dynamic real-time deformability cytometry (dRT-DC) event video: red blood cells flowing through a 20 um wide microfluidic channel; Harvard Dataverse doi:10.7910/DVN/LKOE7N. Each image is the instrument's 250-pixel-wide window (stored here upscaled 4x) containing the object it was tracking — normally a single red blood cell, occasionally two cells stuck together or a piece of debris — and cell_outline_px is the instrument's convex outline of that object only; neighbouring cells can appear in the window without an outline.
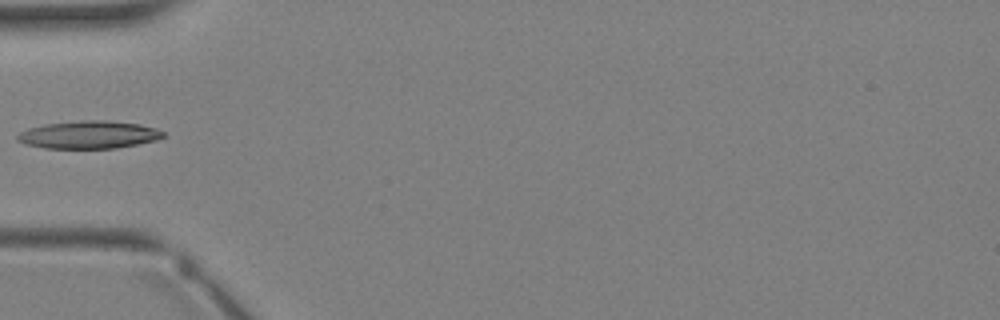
{"species": "Egyptian fruit bat (a non-hibernating species)", "species_latin": "Rousettus aegyptiacus", "temperature_condition": "warm", "stored_images_in_passage": 3, "camera_frame_rate_fps": 3000, "um_per_image_px": 0.085, "animal": {"sex": "female"}, "frame": {"image": 1, "passage_image": 3, "time_ms": 2.333, "image_size_px": [1000, 320], "cell_outline_px": [[164, 136], [156, 140], [116, 148], [44, 148], [24, 144], [16, 140], [16, 136], [20, 132], [28, 128], [48, 124], [80, 120], [108, 120], [140, 124], [156, 128], [164, 132]], "centroid_in_image_um": [7.54, 11.45], "position_along_channel_um": 77.5, "area_um2": 23.52}}